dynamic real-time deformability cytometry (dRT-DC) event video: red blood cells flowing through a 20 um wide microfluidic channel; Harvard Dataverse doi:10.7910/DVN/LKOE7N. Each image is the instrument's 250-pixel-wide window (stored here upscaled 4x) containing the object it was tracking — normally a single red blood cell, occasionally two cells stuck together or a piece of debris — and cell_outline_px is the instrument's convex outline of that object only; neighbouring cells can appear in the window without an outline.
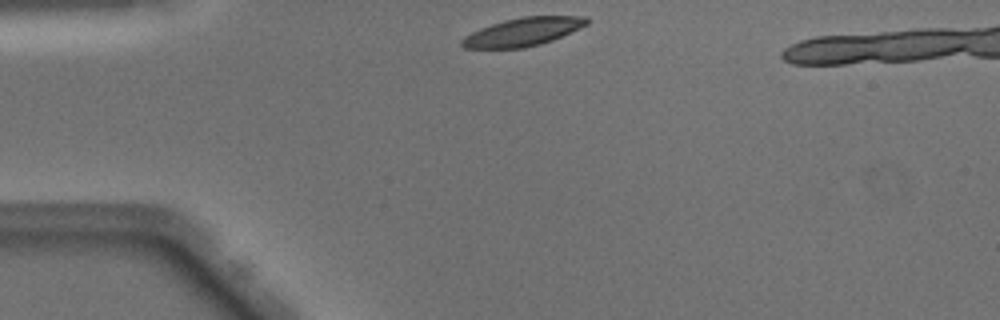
{"species": "Egyptian fruit bat (a non-hibernating species)", "species_latin": "Rousettus aegyptiacus", "temperature_condition": "warm", "stored_images_in_passage": 35, "camera_frame_rate_fps": 3000, "um_per_image_px": 0.085, "animal": {"sex": "male"}, "frame": {"image": 1, "passage_image": 1, "time_ms": 0.0, "image_size_px": [1000, 320], "cell_outline_px": [[588, 24], [580, 28], [552, 40], [540, 44], [524, 48], [464, 48], [460, 44], [460, 40], [464, 36], [480, 28], [504, 20], [524, 16], [588, 16]], "centroid_in_image_um": [44.44, 2.71], "position_along_channel_um": 40.6, "area_um2": 20.52}}
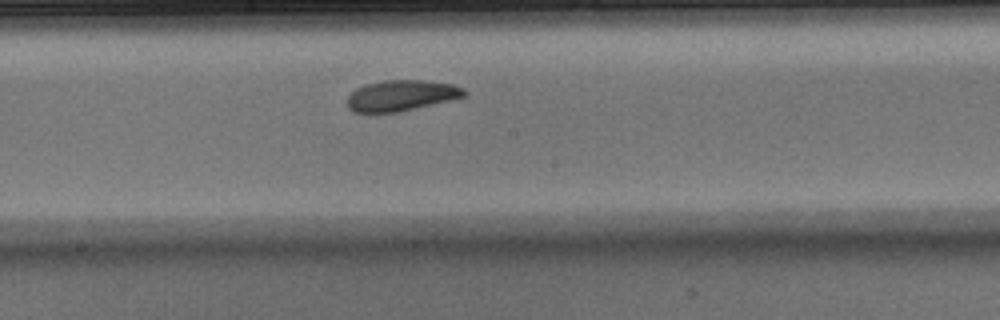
{"frame": {"image": 2, "passage_image": 16, "time_ms": 5.0, "image_size_px": [1000, 320], "cell_outline_px": [[468, 92], [464, 96], [452, 100], [400, 112], [368, 116], [352, 112], [348, 108], [348, 96], [356, 88], [364, 84], [384, 80], [424, 80], [452, 84], [464, 88]], "centroid_in_image_um": [34.05, 8.16], "position_along_channel_um": 214.2, "area_um2": 21.85}}
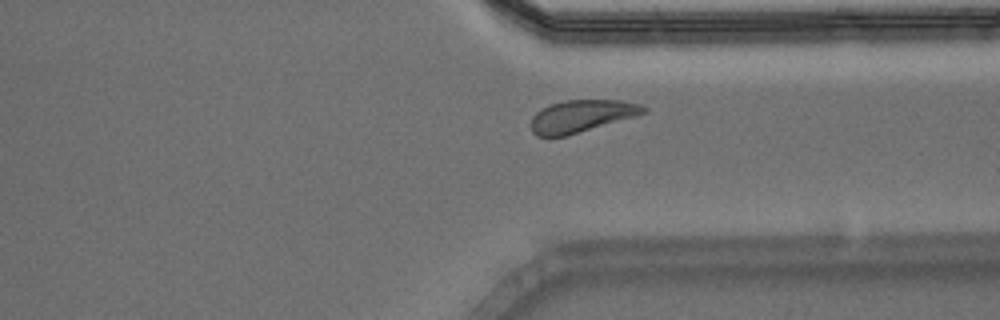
{"frame": {"image": 3, "passage_image": 27, "time_ms": 8.667, "image_size_px": [1000, 320], "cell_outline_px": [[648, 112], [564, 136], [536, 136], [532, 132], [532, 116], [540, 108], [548, 104], [564, 100], [620, 100], [640, 104], [648, 108]], "centroid_in_image_um": [49.4, 9.84], "position_along_channel_um": 362.0, "area_um2": 20.92}}